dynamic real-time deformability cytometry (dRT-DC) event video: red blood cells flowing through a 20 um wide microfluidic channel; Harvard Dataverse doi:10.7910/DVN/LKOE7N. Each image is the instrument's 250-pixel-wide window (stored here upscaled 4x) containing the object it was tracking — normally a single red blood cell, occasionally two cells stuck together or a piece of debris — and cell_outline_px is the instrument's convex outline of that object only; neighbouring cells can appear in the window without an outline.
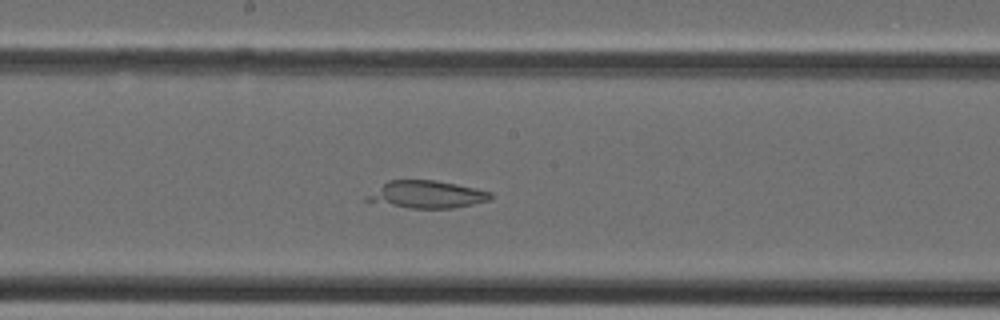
{"species": "Egyptian fruit bat (a non-hibernating species)", "species_latin": "Rousettus aegyptiacus", "temperature_condition": "cold", "stored_images_in_passage": 32, "camera_frame_rate_fps": 3000, "um_per_image_px": 0.085, "animal": {"sex": "female"}, "frame": {"image": 1, "passage_image": 13, "time_ms": 4.0, "image_size_px": [1000, 320], "cell_outline_px": [[492, 196], [488, 200], [472, 204], [452, 208], [408, 208], [364, 200], [364, 196], [388, 180], [436, 180], [476, 188], [492, 192]], "centroid_in_image_um": [36.25, 16.52], "position_along_channel_um": 212.0, "area_um2": 19.65}}
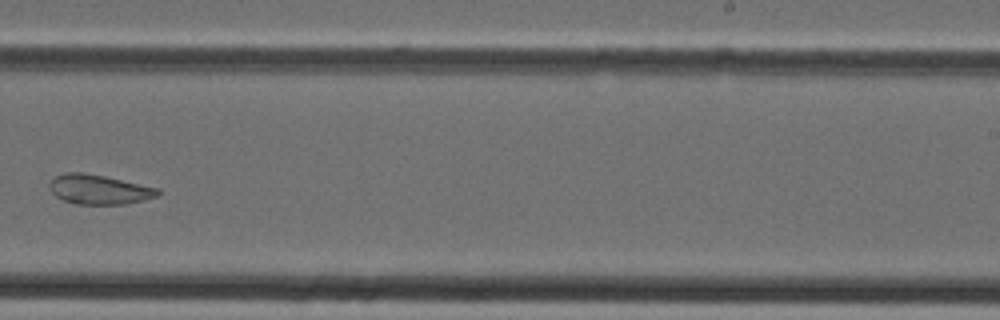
{"frame": {"image": 2, "passage_image": 17, "time_ms": 5.333, "image_size_px": [1000, 320], "cell_outline_px": [[160, 192], [156, 196], [124, 204], [76, 204], [64, 200], [56, 196], [52, 192], [52, 180], [56, 176], [68, 172], [80, 172], [104, 176], [160, 188]], "centroid_in_image_um": [8.44, 16.1], "position_along_channel_um": 280.6, "area_um2": 18.21}}
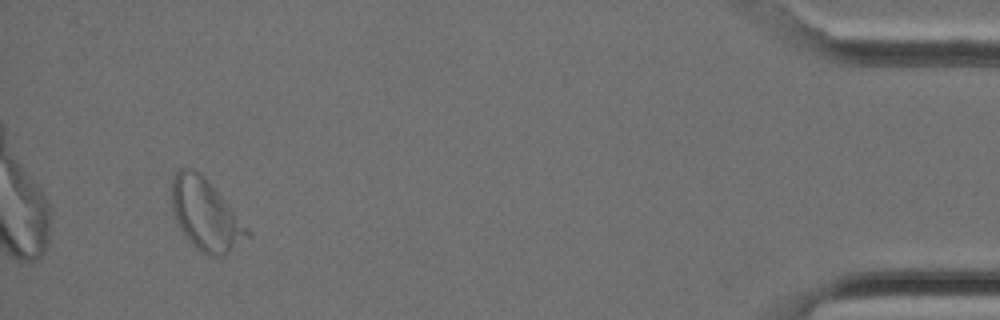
{"frame": {"image": 3, "passage_image": 29, "time_ms": 9.333, "image_size_px": [1000, 320], "cell_outline_px": [[252, 236], [228, 252], [220, 256], [208, 256], [200, 252], [192, 244], [176, 224], [172, 208], [172, 184], [176, 172], [180, 168], [188, 168], [200, 172], [208, 180], [252, 232]], "centroid_in_image_um": [17.49, 18.27], "position_along_channel_um": 417.7, "area_um2": 31.33}}